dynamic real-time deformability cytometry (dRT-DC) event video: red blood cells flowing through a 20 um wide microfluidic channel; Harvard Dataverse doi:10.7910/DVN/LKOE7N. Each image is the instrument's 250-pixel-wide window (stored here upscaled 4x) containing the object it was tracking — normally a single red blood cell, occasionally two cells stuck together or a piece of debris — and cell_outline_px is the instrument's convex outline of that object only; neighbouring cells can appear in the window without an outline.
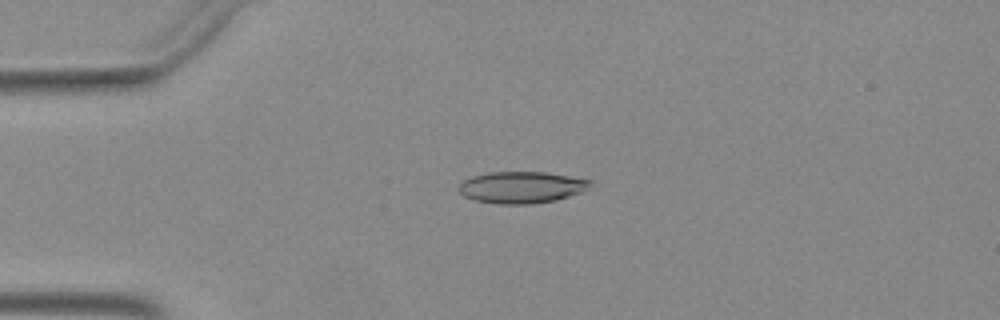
{"species": "Egyptian fruit bat (a non-hibernating species)", "species_latin": "Rousettus aegyptiacus", "temperature_condition": "warm", "stored_images_in_passage": 40, "camera_frame_rate_fps": 3000, "um_per_image_px": 0.085, "animal": {"sex": "female"}, "frame": {"image": 1, "passage_image": 2, "time_ms": 0.333, "image_size_px": [1000, 320], "cell_outline_px": [[592, 180], [584, 192], [556, 200], [532, 204], [500, 204], [472, 200], [464, 196], [456, 188], [464, 180], [472, 176], [488, 172], [544, 172]], "centroid_in_image_um": [44.3, 15.93], "position_along_channel_um": 40.7, "area_um2": 24.33}}
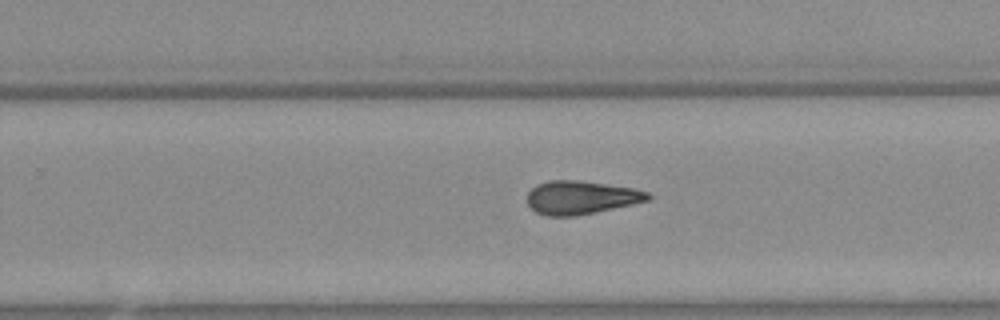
{"frame": {"image": 2, "passage_image": 22, "time_ms": 7.0, "image_size_px": [1000, 320], "cell_outline_px": [[652, 196], [648, 200], [632, 204], [596, 212], [576, 216], [544, 216], [536, 212], [528, 204], [528, 192], [536, 184], [548, 180], [576, 180], [632, 188], [648, 192]], "centroid_in_image_um": [49.35, 16.79], "position_along_channel_um": 280.5, "area_um2": 23.35}}
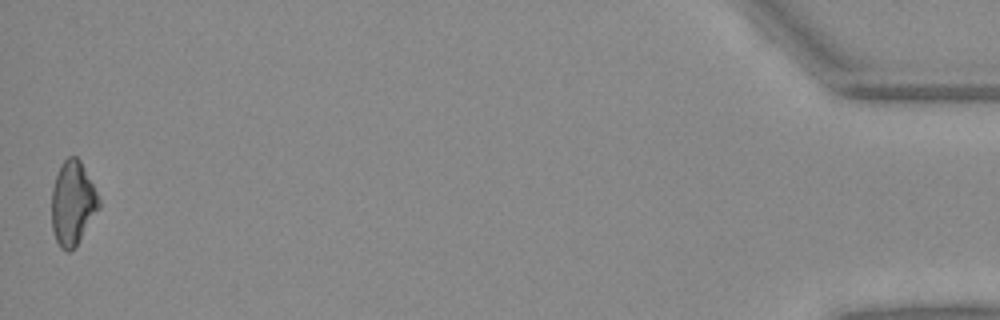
{"frame": {"image": 3, "passage_image": 40, "time_ms": 13.0, "image_size_px": [1000, 320], "cell_outline_px": [[100, 208], [76, 244], [68, 252], [60, 248], [56, 240], [52, 228], [52, 188], [60, 164], [68, 156], [76, 156], [80, 160], [100, 200]], "centroid_in_image_um": [6.16, 17.25], "position_along_channel_um": 429.0, "area_um2": 22.77}}